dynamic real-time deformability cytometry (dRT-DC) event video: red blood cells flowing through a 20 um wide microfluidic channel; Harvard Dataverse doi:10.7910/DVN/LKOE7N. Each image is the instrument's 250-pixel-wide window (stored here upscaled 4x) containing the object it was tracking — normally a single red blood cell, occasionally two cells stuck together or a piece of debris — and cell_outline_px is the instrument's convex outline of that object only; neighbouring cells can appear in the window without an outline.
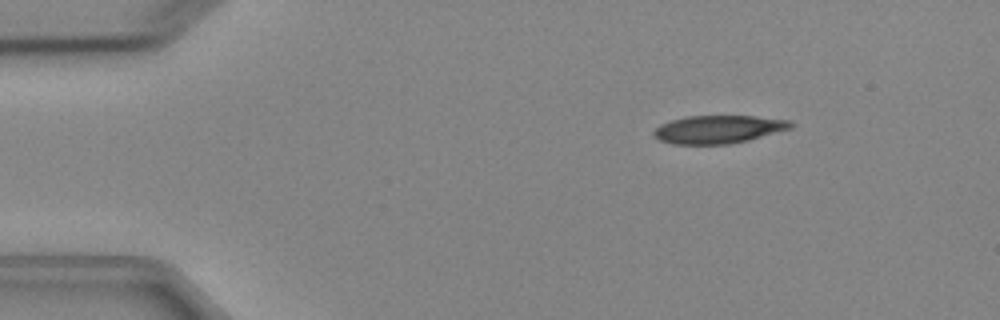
{"species": "Egyptian fruit bat (a non-hibernating species)", "species_latin": "Rousettus aegyptiacus", "temperature_condition": "cold", "stored_images_in_passage": 4, "camera_frame_rate_fps": 3000, "um_per_image_px": 0.085, "animal": {"sex": "female"}, "frame": {"image": 1, "passage_image": 2, "time_ms": 1.333, "image_size_px": [1000, 320], "cell_outline_px": [[796, 124], [792, 128], [748, 140], [728, 144], [672, 144], [660, 140], [652, 132], [660, 124], [684, 116], [756, 116], [792, 120]], "centroid_in_image_um": [61.11, 10.98], "position_along_channel_um": 23.9, "area_um2": 22.43}}